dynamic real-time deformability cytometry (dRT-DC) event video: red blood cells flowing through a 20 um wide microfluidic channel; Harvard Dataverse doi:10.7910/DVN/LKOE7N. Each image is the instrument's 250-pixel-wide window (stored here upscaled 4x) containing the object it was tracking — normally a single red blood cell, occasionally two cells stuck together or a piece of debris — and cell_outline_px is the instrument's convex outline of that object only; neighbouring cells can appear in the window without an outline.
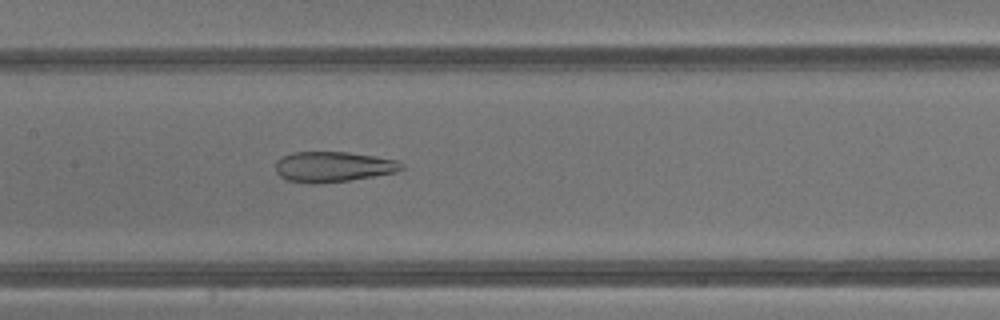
{"species": "common noctule bat (a hibernating species)", "species_latin": "Nyctalus noctula", "temperature_condition": "warm", "stored_images_in_passage": 31, "camera_frame_rate_fps": 3000, "um_per_image_px": 0.085, "animal": {"sex": "male", "body_mass_g": 13.3}, "frame": {"image": 1, "passage_image": 10, "time_ms": 3.0, "image_size_px": [1000, 320], "cell_outline_px": [[404, 168], [396, 172], [348, 180], [312, 184], [288, 180], [280, 176], [276, 172], [276, 160], [292, 152], [348, 152], [376, 156], [400, 160], [404, 164]], "centroid_in_image_um": [28.34, 14.16], "position_along_channel_um": 179.1, "area_um2": 22.31}}
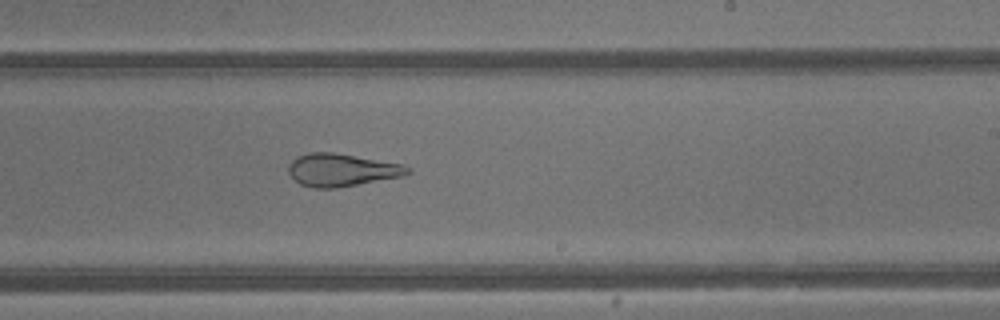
{"frame": {"image": 2, "passage_image": 15, "time_ms": 4.667, "image_size_px": [1000, 320], "cell_outline_px": [[412, 172], [404, 176], [336, 188], [312, 188], [300, 184], [288, 172], [288, 164], [296, 156], [308, 152], [332, 152], [404, 164], [412, 168]], "centroid_in_image_um": [29.06, 14.44], "position_along_channel_um": 259.9, "area_um2": 22.89}}
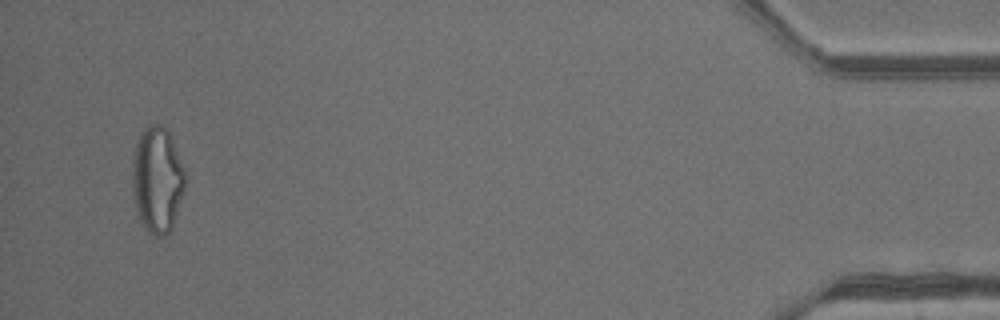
{"frame": {"image": 3, "passage_image": 30, "time_ms": 9.667, "image_size_px": [1000, 320], "cell_outline_px": [[184, 192], [172, 228], [164, 236], [156, 236], [148, 232], [144, 228], [140, 220], [136, 208], [132, 192], [132, 160], [136, 144], [140, 132], [148, 124], [156, 120], [168, 128], [184, 168]], "centroid_in_image_um": [13.35, 15.22], "position_along_channel_um": 421.8, "area_um2": 33.18}, "authors_computed_cell_mechanics": {"area_um2": 24.9696, "velocity_mm_per_s": 4.8773, "shape_relaxation_time_tau1_ms": null, "shape_relaxation_time_tau2_ms": 1.6997, "deformation_change_tau1": null, "deformation_change_tau2": 0.1202}}